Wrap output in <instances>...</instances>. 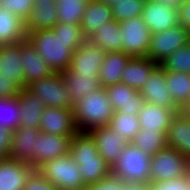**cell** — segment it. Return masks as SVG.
<instances>
[{
  "label": "cell",
  "instance_id": "5bb4252c",
  "mask_svg": "<svg viewBox=\"0 0 190 190\" xmlns=\"http://www.w3.org/2000/svg\"><path fill=\"white\" fill-rule=\"evenodd\" d=\"M105 90L114 111L138 116L145 102L139 90L122 82L109 85Z\"/></svg>",
  "mask_w": 190,
  "mask_h": 190
},
{
  "label": "cell",
  "instance_id": "7bdbcfd3",
  "mask_svg": "<svg viewBox=\"0 0 190 190\" xmlns=\"http://www.w3.org/2000/svg\"><path fill=\"white\" fill-rule=\"evenodd\" d=\"M89 190H122V181L110 175L98 183L88 186Z\"/></svg>",
  "mask_w": 190,
  "mask_h": 190
},
{
  "label": "cell",
  "instance_id": "277c9868",
  "mask_svg": "<svg viewBox=\"0 0 190 190\" xmlns=\"http://www.w3.org/2000/svg\"><path fill=\"white\" fill-rule=\"evenodd\" d=\"M150 162L151 156L128 143L119 159L111 167V175L123 182L150 184Z\"/></svg>",
  "mask_w": 190,
  "mask_h": 190
},
{
  "label": "cell",
  "instance_id": "603a6c76",
  "mask_svg": "<svg viewBox=\"0 0 190 190\" xmlns=\"http://www.w3.org/2000/svg\"><path fill=\"white\" fill-rule=\"evenodd\" d=\"M110 20H113L110 6L100 0H89L80 22L83 35L89 39L98 28Z\"/></svg>",
  "mask_w": 190,
  "mask_h": 190
},
{
  "label": "cell",
  "instance_id": "ab89813d",
  "mask_svg": "<svg viewBox=\"0 0 190 190\" xmlns=\"http://www.w3.org/2000/svg\"><path fill=\"white\" fill-rule=\"evenodd\" d=\"M23 190H58V188L35 169L29 176Z\"/></svg>",
  "mask_w": 190,
  "mask_h": 190
},
{
  "label": "cell",
  "instance_id": "f6af8a7d",
  "mask_svg": "<svg viewBox=\"0 0 190 190\" xmlns=\"http://www.w3.org/2000/svg\"><path fill=\"white\" fill-rule=\"evenodd\" d=\"M12 131L0 127V155L8 156L11 149Z\"/></svg>",
  "mask_w": 190,
  "mask_h": 190
},
{
  "label": "cell",
  "instance_id": "ee69618b",
  "mask_svg": "<svg viewBox=\"0 0 190 190\" xmlns=\"http://www.w3.org/2000/svg\"><path fill=\"white\" fill-rule=\"evenodd\" d=\"M179 24L183 25L190 33V0H184L178 8Z\"/></svg>",
  "mask_w": 190,
  "mask_h": 190
},
{
  "label": "cell",
  "instance_id": "836d02e7",
  "mask_svg": "<svg viewBox=\"0 0 190 190\" xmlns=\"http://www.w3.org/2000/svg\"><path fill=\"white\" fill-rule=\"evenodd\" d=\"M89 0H55L58 22L80 25Z\"/></svg>",
  "mask_w": 190,
  "mask_h": 190
},
{
  "label": "cell",
  "instance_id": "ac0fdd59",
  "mask_svg": "<svg viewBox=\"0 0 190 190\" xmlns=\"http://www.w3.org/2000/svg\"><path fill=\"white\" fill-rule=\"evenodd\" d=\"M72 137L51 135L40 131V139L36 143L35 150V169L52 159L69 154Z\"/></svg>",
  "mask_w": 190,
  "mask_h": 190
},
{
  "label": "cell",
  "instance_id": "f907efd6",
  "mask_svg": "<svg viewBox=\"0 0 190 190\" xmlns=\"http://www.w3.org/2000/svg\"><path fill=\"white\" fill-rule=\"evenodd\" d=\"M186 190H190V172L186 175Z\"/></svg>",
  "mask_w": 190,
  "mask_h": 190
},
{
  "label": "cell",
  "instance_id": "816d5d0a",
  "mask_svg": "<svg viewBox=\"0 0 190 190\" xmlns=\"http://www.w3.org/2000/svg\"><path fill=\"white\" fill-rule=\"evenodd\" d=\"M79 190H89L88 187H85L84 189H79Z\"/></svg>",
  "mask_w": 190,
  "mask_h": 190
},
{
  "label": "cell",
  "instance_id": "9c48e42d",
  "mask_svg": "<svg viewBox=\"0 0 190 190\" xmlns=\"http://www.w3.org/2000/svg\"><path fill=\"white\" fill-rule=\"evenodd\" d=\"M122 51L129 57H147L152 33L141 16L120 22Z\"/></svg>",
  "mask_w": 190,
  "mask_h": 190
},
{
  "label": "cell",
  "instance_id": "1f68e13d",
  "mask_svg": "<svg viewBox=\"0 0 190 190\" xmlns=\"http://www.w3.org/2000/svg\"><path fill=\"white\" fill-rule=\"evenodd\" d=\"M108 127L128 143H131L140 131V121L138 116L114 111Z\"/></svg>",
  "mask_w": 190,
  "mask_h": 190
},
{
  "label": "cell",
  "instance_id": "2e32d148",
  "mask_svg": "<svg viewBox=\"0 0 190 190\" xmlns=\"http://www.w3.org/2000/svg\"><path fill=\"white\" fill-rule=\"evenodd\" d=\"M34 170L31 163L2 156L0 158V190H23Z\"/></svg>",
  "mask_w": 190,
  "mask_h": 190
},
{
  "label": "cell",
  "instance_id": "f1b7e54d",
  "mask_svg": "<svg viewBox=\"0 0 190 190\" xmlns=\"http://www.w3.org/2000/svg\"><path fill=\"white\" fill-rule=\"evenodd\" d=\"M27 40L25 22L15 14L0 8V45L19 43Z\"/></svg>",
  "mask_w": 190,
  "mask_h": 190
},
{
  "label": "cell",
  "instance_id": "d590c367",
  "mask_svg": "<svg viewBox=\"0 0 190 190\" xmlns=\"http://www.w3.org/2000/svg\"><path fill=\"white\" fill-rule=\"evenodd\" d=\"M145 0H120L111 7L113 19L117 22L141 16Z\"/></svg>",
  "mask_w": 190,
  "mask_h": 190
},
{
  "label": "cell",
  "instance_id": "e0dca14e",
  "mask_svg": "<svg viewBox=\"0 0 190 190\" xmlns=\"http://www.w3.org/2000/svg\"><path fill=\"white\" fill-rule=\"evenodd\" d=\"M88 134L94 140L100 156L111 167L119 159L128 144L123 137L118 136L108 126L95 128L89 131Z\"/></svg>",
  "mask_w": 190,
  "mask_h": 190
},
{
  "label": "cell",
  "instance_id": "484cf974",
  "mask_svg": "<svg viewBox=\"0 0 190 190\" xmlns=\"http://www.w3.org/2000/svg\"><path fill=\"white\" fill-rule=\"evenodd\" d=\"M130 57L123 51L108 52L104 56L98 79L102 87L121 82L122 72Z\"/></svg>",
  "mask_w": 190,
  "mask_h": 190
},
{
  "label": "cell",
  "instance_id": "f35d334b",
  "mask_svg": "<svg viewBox=\"0 0 190 190\" xmlns=\"http://www.w3.org/2000/svg\"><path fill=\"white\" fill-rule=\"evenodd\" d=\"M33 5L34 0H0V8L15 14L24 22L27 20Z\"/></svg>",
  "mask_w": 190,
  "mask_h": 190
},
{
  "label": "cell",
  "instance_id": "30bf717a",
  "mask_svg": "<svg viewBox=\"0 0 190 190\" xmlns=\"http://www.w3.org/2000/svg\"><path fill=\"white\" fill-rule=\"evenodd\" d=\"M105 54L100 46L87 39L73 53L68 70L74 75L98 76Z\"/></svg>",
  "mask_w": 190,
  "mask_h": 190
},
{
  "label": "cell",
  "instance_id": "4fadbf2b",
  "mask_svg": "<svg viewBox=\"0 0 190 190\" xmlns=\"http://www.w3.org/2000/svg\"><path fill=\"white\" fill-rule=\"evenodd\" d=\"M39 130L58 136H74L77 133L71 108L45 107L40 117Z\"/></svg>",
  "mask_w": 190,
  "mask_h": 190
},
{
  "label": "cell",
  "instance_id": "e575fe53",
  "mask_svg": "<svg viewBox=\"0 0 190 190\" xmlns=\"http://www.w3.org/2000/svg\"><path fill=\"white\" fill-rule=\"evenodd\" d=\"M18 95L0 98V127L14 131L20 127L21 112Z\"/></svg>",
  "mask_w": 190,
  "mask_h": 190
},
{
  "label": "cell",
  "instance_id": "d6986e66",
  "mask_svg": "<svg viewBox=\"0 0 190 190\" xmlns=\"http://www.w3.org/2000/svg\"><path fill=\"white\" fill-rule=\"evenodd\" d=\"M21 60L25 75V88L32 82L55 73L28 40L21 41Z\"/></svg>",
  "mask_w": 190,
  "mask_h": 190
},
{
  "label": "cell",
  "instance_id": "f546056e",
  "mask_svg": "<svg viewBox=\"0 0 190 190\" xmlns=\"http://www.w3.org/2000/svg\"><path fill=\"white\" fill-rule=\"evenodd\" d=\"M122 30L120 23L110 20L102 27L98 28L88 39L92 43L100 46L106 53L122 51Z\"/></svg>",
  "mask_w": 190,
  "mask_h": 190
},
{
  "label": "cell",
  "instance_id": "44dd1931",
  "mask_svg": "<svg viewBox=\"0 0 190 190\" xmlns=\"http://www.w3.org/2000/svg\"><path fill=\"white\" fill-rule=\"evenodd\" d=\"M57 23V4L54 0H34L33 8L25 21V30L52 29Z\"/></svg>",
  "mask_w": 190,
  "mask_h": 190
},
{
  "label": "cell",
  "instance_id": "681fc988",
  "mask_svg": "<svg viewBox=\"0 0 190 190\" xmlns=\"http://www.w3.org/2000/svg\"><path fill=\"white\" fill-rule=\"evenodd\" d=\"M103 3H106L108 6L112 7L115 2H118L120 0H100Z\"/></svg>",
  "mask_w": 190,
  "mask_h": 190
},
{
  "label": "cell",
  "instance_id": "7c38bea8",
  "mask_svg": "<svg viewBox=\"0 0 190 190\" xmlns=\"http://www.w3.org/2000/svg\"><path fill=\"white\" fill-rule=\"evenodd\" d=\"M145 102L163 108H179L172 99L166 86V71L158 65L150 74L148 81L139 90Z\"/></svg>",
  "mask_w": 190,
  "mask_h": 190
},
{
  "label": "cell",
  "instance_id": "3957f363",
  "mask_svg": "<svg viewBox=\"0 0 190 190\" xmlns=\"http://www.w3.org/2000/svg\"><path fill=\"white\" fill-rule=\"evenodd\" d=\"M27 40L55 73L69 69L73 53L79 47L76 42L56 37L52 29L27 32Z\"/></svg>",
  "mask_w": 190,
  "mask_h": 190
},
{
  "label": "cell",
  "instance_id": "7a4b0ae2",
  "mask_svg": "<svg viewBox=\"0 0 190 190\" xmlns=\"http://www.w3.org/2000/svg\"><path fill=\"white\" fill-rule=\"evenodd\" d=\"M71 110L76 130L82 133L108 126L114 115L113 107L104 87L89 93L72 104Z\"/></svg>",
  "mask_w": 190,
  "mask_h": 190
},
{
  "label": "cell",
  "instance_id": "74e56055",
  "mask_svg": "<svg viewBox=\"0 0 190 190\" xmlns=\"http://www.w3.org/2000/svg\"><path fill=\"white\" fill-rule=\"evenodd\" d=\"M52 30L56 37H60L65 42H76L81 46L87 40L80 25L58 22Z\"/></svg>",
  "mask_w": 190,
  "mask_h": 190
},
{
  "label": "cell",
  "instance_id": "4316f807",
  "mask_svg": "<svg viewBox=\"0 0 190 190\" xmlns=\"http://www.w3.org/2000/svg\"><path fill=\"white\" fill-rule=\"evenodd\" d=\"M18 98L21 112L20 127L39 129L40 117L43 114L45 105L27 88L19 91Z\"/></svg>",
  "mask_w": 190,
  "mask_h": 190
},
{
  "label": "cell",
  "instance_id": "8fae6325",
  "mask_svg": "<svg viewBox=\"0 0 190 190\" xmlns=\"http://www.w3.org/2000/svg\"><path fill=\"white\" fill-rule=\"evenodd\" d=\"M141 17L152 34L179 24L178 11L159 0H145Z\"/></svg>",
  "mask_w": 190,
  "mask_h": 190
},
{
  "label": "cell",
  "instance_id": "ffe728a7",
  "mask_svg": "<svg viewBox=\"0 0 190 190\" xmlns=\"http://www.w3.org/2000/svg\"><path fill=\"white\" fill-rule=\"evenodd\" d=\"M179 111L180 108H163L144 102L138 114L140 130L161 131L166 134L172 119Z\"/></svg>",
  "mask_w": 190,
  "mask_h": 190
},
{
  "label": "cell",
  "instance_id": "d6a6232c",
  "mask_svg": "<svg viewBox=\"0 0 190 190\" xmlns=\"http://www.w3.org/2000/svg\"><path fill=\"white\" fill-rule=\"evenodd\" d=\"M131 144L152 157L167 146L166 134L161 131L140 130Z\"/></svg>",
  "mask_w": 190,
  "mask_h": 190
},
{
  "label": "cell",
  "instance_id": "9a60e30c",
  "mask_svg": "<svg viewBox=\"0 0 190 190\" xmlns=\"http://www.w3.org/2000/svg\"><path fill=\"white\" fill-rule=\"evenodd\" d=\"M40 139V130L32 127H19L12 131L9 158L31 163L35 168L36 143Z\"/></svg>",
  "mask_w": 190,
  "mask_h": 190
},
{
  "label": "cell",
  "instance_id": "5b68a950",
  "mask_svg": "<svg viewBox=\"0 0 190 190\" xmlns=\"http://www.w3.org/2000/svg\"><path fill=\"white\" fill-rule=\"evenodd\" d=\"M37 170L58 190H79L88 187L83 182L78 164L70 154L43 163Z\"/></svg>",
  "mask_w": 190,
  "mask_h": 190
},
{
  "label": "cell",
  "instance_id": "d4e9b609",
  "mask_svg": "<svg viewBox=\"0 0 190 190\" xmlns=\"http://www.w3.org/2000/svg\"><path fill=\"white\" fill-rule=\"evenodd\" d=\"M166 142L167 147L176 149L190 161V121L180 112L168 127Z\"/></svg>",
  "mask_w": 190,
  "mask_h": 190
},
{
  "label": "cell",
  "instance_id": "7dc6e473",
  "mask_svg": "<svg viewBox=\"0 0 190 190\" xmlns=\"http://www.w3.org/2000/svg\"><path fill=\"white\" fill-rule=\"evenodd\" d=\"M159 1L163 2L170 8L178 10V8L183 4L184 0H159Z\"/></svg>",
  "mask_w": 190,
  "mask_h": 190
},
{
  "label": "cell",
  "instance_id": "83f0119b",
  "mask_svg": "<svg viewBox=\"0 0 190 190\" xmlns=\"http://www.w3.org/2000/svg\"><path fill=\"white\" fill-rule=\"evenodd\" d=\"M64 85L68 89L71 106L89 93L100 89L102 86L98 76L74 75L68 69L62 73Z\"/></svg>",
  "mask_w": 190,
  "mask_h": 190
},
{
  "label": "cell",
  "instance_id": "60d3db41",
  "mask_svg": "<svg viewBox=\"0 0 190 190\" xmlns=\"http://www.w3.org/2000/svg\"><path fill=\"white\" fill-rule=\"evenodd\" d=\"M23 87L13 77L0 75V98H11L19 94Z\"/></svg>",
  "mask_w": 190,
  "mask_h": 190
},
{
  "label": "cell",
  "instance_id": "cb8c5ba5",
  "mask_svg": "<svg viewBox=\"0 0 190 190\" xmlns=\"http://www.w3.org/2000/svg\"><path fill=\"white\" fill-rule=\"evenodd\" d=\"M21 64V42L0 45V75L15 78L25 88V75Z\"/></svg>",
  "mask_w": 190,
  "mask_h": 190
},
{
  "label": "cell",
  "instance_id": "6da1fadb",
  "mask_svg": "<svg viewBox=\"0 0 190 190\" xmlns=\"http://www.w3.org/2000/svg\"><path fill=\"white\" fill-rule=\"evenodd\" d=\"M69 154L78 164L83 182L87 186L111 175V166L100 156L94 140L88 133L77 132L72 137Z\"/></svg>",
  "mask_w": 190,
  "mask_h": 190
},
{
  "label": "cell",
  "instance_id": "52a82bcc",
  "mask_svg": "<svg viewBox=\"0 0 190 190\" xmlns=\"http://www.w3.org/2000/svg\"><path fill=\"white\" fill-rule=\"evenodd\" d=\"M32 94L37 96L45 107L71 108L68 89L64 85L61 73H53L47 78L32 82L27 86Z\"/></svg>",
  "mask_w": 190,
  "mask_h": 190
},
{
  "label": "cell",
  "instance_id": "c3c4849f",
  "mask_svg": "<svg viewBox=\"0 0 190 190\" xmlns=\"http://www.w3.org/2000/svg\"><path fill=\"white\" fill-rule=\"evenodd\" d=\"M179 112L190 121V102L186 103Z\"/></svg>",
  "mask_w": 190,
  "mask_h": 190
},
{
  "label": "cell",
  "instance_id": "ba28073f",
  "mask_svg": "<svg viewBox=\"0 0 190 190\" xmlns=\"http://www.w3.org/2000/svg\"><path fill=\"white\" fill-rule=\"evenodd\" d=\"M189 44V32L181 24L151 35L148 58L159 65L170 54Z\"/></svg>",
  "mask_w": 190,
  "mask_h": 190
},
{
  "label": "cell",
  "instance_id": "bcb514c9",
  "mask_svg": "<svg viewBox=\"0 0 190 190\" xmlns=\"http://www.w3.org/2000/svg\"><path fill=\"white\" fill-rule=\"evenodd\" d=\"M122 190H150V184L122 181Z\"/></svg>",
  "mask_w": 190,
  "mask_h": 190
},
{
  "label": "cell",
  "instance_id": "8992f818",
  "mask_svg": "<svg viewBox=\"0 0 190 190\" xmlns=\"http://www.w3.org/2000/svg\"><path fill=\"white\" fill-rule=\"evenodd\" d=\"M190 172V161L174 148L165 147L151 157L150 183L185 177Z\"/></svg>",
  "mask_w": 190,
  "mask_h": 190
},
{
  "label": "cell",
  "instance_id": "4dcf8cb0",
  "mask_svg": "<svg viewBox=\"0 0 190 190\" xmlns=\"http://www.w3.org/2000/svg\"><path fill=\"white\" fill-rule=\"evenodd\" d=\"M166 86L180 109L190 102V73L166 71Z\"/></svg>",
  "mask_w": 190,
  "mask_h": 190
},
{
  "label": "cell",
  "instance_id": "7402d4cb",
  "mask_svg": "<svg viewBox=\"0 0 190 190\" xmlns=\"http://www.w3.org/2000/svg\"><path fill=\"white\" fill-rule=\"evenodd\" d=\"M158 65L148 57H130L122 72L121 82L140 90Z\"/></svg>",
  "mask_w": 190,
  "mask_h": 190
},
{
  "label": "cell",
  "instance_id": "8d00e7d4",
  "mask_svg": "<svg viewBox=\"0 0 190 190\" xmlns=\"http://www.w3.org/2000/svg\"><path fill=\"white\" fill-rule=\"evenodd\" d=\"M160 65L165 71L190 73V44L170 54Z\"/></svg>",
  "mask_w": 190,
  "mask_h": 190
},
{
  "label": "cell",
  "instance_id": "b9f144b4",
  "mask_svg": "<svg viewBox=\"0 0 190 190\" xmlns=\"http://www.w3.org/2000/svg\"><path fill=\"white\" fill-rule=\"evenodd\" d=\"M150 190H186V176L168 181L150 183Z\"/></svg>",
  "mask_w": 190,
  "mask_h": 190
}]
</instances>
